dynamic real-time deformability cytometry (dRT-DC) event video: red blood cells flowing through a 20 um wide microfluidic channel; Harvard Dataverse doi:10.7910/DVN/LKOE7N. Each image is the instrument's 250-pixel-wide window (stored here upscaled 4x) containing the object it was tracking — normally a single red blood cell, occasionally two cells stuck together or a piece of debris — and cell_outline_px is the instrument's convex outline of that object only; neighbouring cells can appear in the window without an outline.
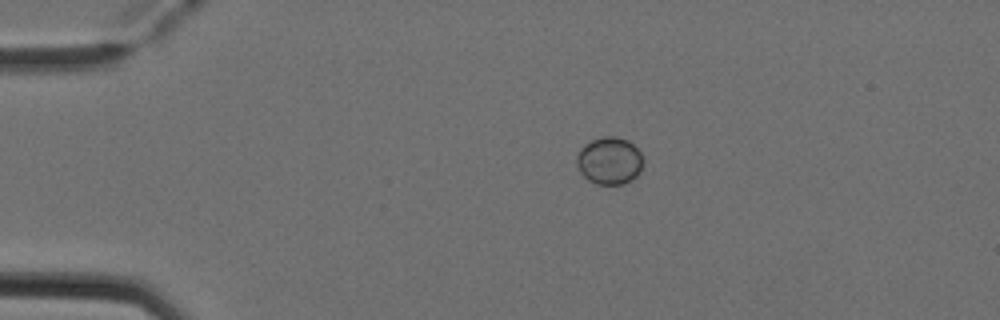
{"species": "Egyptian fruit bat (a non-hibernating species)", "species_latin": "Rousettus aegyptiacus", "temperature_condition": "cold", "stored_images_in_passage": 6, "camera_frame_rate_fps": 3000, "um_per_image_px": 0.085, "animal": {"sex": "female"}, "frame": {"image": 1, "passage_image": 6, "time_ms": 1.667, "image_size_px": [1000, 320], "cell_outline_px": [[644, 160], [640, 172], [632, 180], [624, 184], [596, 184], [588, 180], [580, 172], [576, 164], [576, 156], [580, 148], [584, 144], [592, 140], [604, 136], [616, 136], [628, 140], [640, 152]], "centroid_in_image_um": [51.8, 13.66], "position_along_channel_um": 33.2, "area_um2": 18.55}}